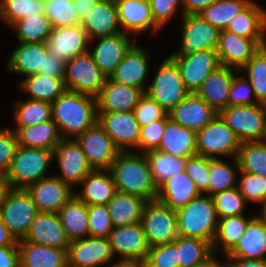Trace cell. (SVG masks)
I'll return each mask as SVG.
<instances>
[{
  "label": "cell",
  "mask_w": 266,
  "mask_h": 267,
  "mask_svg": "<svg viewBox=\"0 0 266 267\" xmlns=\"http://www.w3.org/2000/svg\"><path fill=\"white\" fill-rule=\"evenodd\" d=\"M140 223L150 247L172 243L178 237L176 210L158 200L146 203Z\"/></svg>",
  "instance_id": "obj_10"
},
{
  "label": "cell",
  "mask_w": 266,
  "mask_h": 267,
  "mask_svg": "<svg viewBox=\"0 0 266 267\" xmlns=\"http://www.w3.org/2000/svg\"><path fill=\"white\" fill-rule=\"evenodd\" d=\"M106 79L89 51L66 63L63 78L66 90L97 97Z\"/></svg>",
  "instance_id": "obj_7"
},
{
  "label": "cell",
  "mask_w": 266,
  "mask_h": 267,
  "mask_svg": "<svg viewBox=\"0 0 266 267\" xmlns=\"http://www.w3.org/2000/svg\"><path fill=\"white\" fill-rule=\"evenodd\" d=\"M113 228L107 205H88V229L90 237L108 238Z\"/></svg>",
  "instance_id": "obj_53"
},
{
  "label": "cell",
  "mask_w": 266,
  "mask_h": 267,
  "mask_svg": "<svg viewBox=\"0 0 266 267\" xmlns=\"http://www.w3.org/2000/svg\"><path fill=\"white\" fill-rule=\"evenodd\" d=\"M143 95L141 89L117 83L107 77L96 97L97 112L133 111Z\"/></svg>",
  "instance_id": "obj_25"
},
{
  "label": "cell",
  "mask_w": 266,
  "mask_h": 267,
  "mask_svg": "<svg viewBox=\"0 0 266 267\" xmlns=\"http://www.w3.org/2000/svg\"><path fill=\"white\" fill-rule=\"evenodd\" d=\"M212 198L219 217L243 215L247 202L238 187L219 192Z\"/></svg>",
  "instance_id": "obj_51"
},
{
  "label": "cell",
  "mask_w": 266,
  "mask_h": 267,
  "mask_svg": "<svg viewBox=\"0 0 266 267\" xmlns=\"http://www.w3.org/2000/svg\"><path fill=\"white\" fill-rule=\"evenodd\" d=\"M200 195L193 180L183 171L171 177L159 188L157 200L177 210Z\"/></svg>",
  "instance_id": "obj_36"
},
{
  "label": "cell",
  "mask_w": 266,
  "mask_h": 267,
  "mask_svg": "<svg viewBox=\"0 0 266 267\" xmlns=\"http://www.w3.org/2000/svg\"><path fill=\"white\" fill-rule=\"evenodd\" d=\"M241 37L252 40H266V11L257 3L252 2L245 10L240 12L227 29Z\"/></svg>",
  "instance_id": "obj_37"
},
{
  "label": "cell",
  "mask_w": 266,
  "mask_h": 267,
  "mask_svg": "<svg viewBox=\"0 0 266 267\" xmlns=\"http://www.w3.org/2000/svg\"><path fill=\"white\" fill-rule=\"evenodd\" d=\"M240 145L239 139L219 115L196 133L197 155L200 156L217 159V155H233L237 158Z\"/></svg>",
  "instance_id": "obj_9"
},
{
  "label": "cell",
  "mask_w": 266,
  "mask_h": 267,
  "mask_svg": "<svg viewBox=\"0 0 266 267\" xmlns=\"http://www.w3.org/2000/svg\"><path fill=\"white\" fill-rule=\"evenodd\" d=\"M20 267H68L67 250L18 241Z\"/></svg>",
  "instance_id": "obj_32"
},
{
  "label": "cell",
  "mask_w": 266,
  "mask_h": 267,
  "mask_svg": "<svg viewBox=\"0 0 266 267\" xmlns=\"http://www.w3.org/2000/svg\"><path fill=\"white\" fill-rule=\"evenodd\" d=\"M239 174L241 178L237 187L246 202L261 203L266 198V177L240 171Z\"/></svg>",
  "instance_id": "obj_54"
},
{
  "label": "cell",
  "mask_w": 266,
  "mask_h": 267,
  "mask_svg": "<svg viewBox=\"0 0 266 267\" xmlns=\"http://www.w3.org/2000/svg\"><path fill=\"white\" fill-rule=\"evenodd\" d=\"M72 187L56 176H48L26 190L39 212L58 213L75 194Z\"/></svg>",
  "instance_id": "obj_18"
},
{
  "label": "cell",
  "mask_w": 266,
  "mask_h": 267,
  "mask_svg": "<svg viewBox=\"0 0 266 267\" xmlns=\"http://www.w3.org/2000/svg\"><path fill=\"white\" fill-rule=\"evenodd\" d=\"M133 113L140 127L157 120H162L168 115L166 110L156 101L151 100L146 94L139 99Z\"/></svg>",
  "instance_id": "obj_56"
},
{
  "label": "cell",
  "mask_w": 266,
  "mask_h": 267,
  "mask_svg": "<svg viewBox=\"0 0 266 267\" xmlns=\"http://www.w3.org/2000/svg\"><path fill=\"white\" fill-rule=\"evenodd\" d=\"M241 69L248 73L257 103L266 105V46L261 47Z\"/></svg>",
  "instance_id": "obj_49"
},
{
  "label": "cell",
  "mask_w": 266,
  "mask_h": 267,
  "mask_svg": "<svg viewBox=\"0 0 266 267\" xmlns=\"http://www.w3.org/2000/svg\"><path fill=\"white\" fill-rule=\"evenodd\" d=\"M61 175H55L71 187L77 186L93 171L75 139H63L53 150Z\"/></svg>",
  "instance_id": "obj_17"
},
{
  "label": "cell",
  "mask_w": 266,
  "mask_h": 267,
  "mask_svg": "<svg viewBox=\"0 0 266 267\" xmlns=\"http://www.w3.org/2000/svg\"><path fill=\"white\" fill-rule=\"evenodd\" d=\"M81 184L84 186L81 193L75 195L87 205H107L116 192L109 170H93Z\"/></svg>",
  "instance_id": "obj_35"
},
{
  "label": "cell",
  "mask_w": 266,
  "mask_h": 267,
  "mask_svg": "<svg viewBox=\"0 0 266 267\" xmlns=\"http://www.w3.org/2000/svg\"><path fill=\"white\" fill-rule=\"evenodd\" d=\"M19 241H28L67 251L71 243L58 213L50 212H39L32 221L25 237Z\"/></svg>",
  "instance_id": "obj_20"
},
{
  "label": "cell",
  "mask_w": 266,
  "mask_h": 267,
  "mask_svg": "<svg viewBox=\"0 0 266 267\" xmlns=\"http://www.w3.org/2000/svg\"><path fill=\"white\" fill-rule=\"evenodd\" d=\"M18 146L16 133L13 130L0 129V174L5 176L9 171Z\"/></svg>",
  "instance_id": "obj_58"
},
{
  "label": "cell",
  "mask_w": 266,
  "mask_h": 267,
  "mask_svg": "<svg viewBox=\"0 0 266 267\" xmlns=\"http://www.w3.org/2000/svg\"><path fill=\"white\" fill-rule=\"evenodd\" d=\"M52 120L63 139H74L98 121L96 97L66 90L51 103Z\"/></svg>",
  "instance_id": "obj_1"
},
{
  "label": "cell",
  "mask_w": 266,
  "mask_h": 267,
  "mask_svg": "<svg viewBox=\"0 0 266 267\" xmlns=\"http://www.w3.org/2000/svg\"><path fill=\"white\" fill-rule=\"evenodd\" d=\"M44 14V0H0V18L12 26L17 21Z\"/></svg>",
  "instance_id": "obj_47"
},
{
  "label": "cell",
  "mask_w": 266,
  "mask_h": 267,
  "mask_svg": "<svg viewBox=\"0 0 266 267\" xmlns=\"http://www.w3.org/2000/svg\"><path fill=\"white\" fill-rule=\"evenodd\" d=\"M148 62L146 51L135 45L109 78L117 83L141 89L145 93Z\"/></svg>",
  "instance_id": "obj_28"
},
{
  "label": "cell",
  "mask_w": 266,
  "mask_h": 267,
  "mask_svg": "<svg viewBox=\"0 0 266 267\" xmlns=\"http://www.w3.org/2000/svg\"><path fill=\"white\" fill-rule=\"evenodd\" d=\"M178 235L205 240L213 245L219 216L213 198L200 195L176 210Z\"/></svg>",
  "instance_id": "obj_3"
},
{
  "label": "cell",
  "mask_w": 266,
  "mask_h": 267,
  "mask_svg": "<svg viewBox=\"0 0 266 267\" xmlns=\"http://www.w3.org/2000/svg\"><path fill=\"white\" fill-rule=\"evenodd\" d=\"M97 40L98 43L95 48L89 52L107 77H110L122 59L136 45L125 32L113 36L98 37Z\"/></svg>",
  "instance_id": "obj_23"
},
{
  "label": "cell",
  "mask_w": 266,
  "mask_h": 267,
  "mask_svg": "<svg viewBox=\"0 0 266 267\" xmlns=\"http://www.w3.org/2000/svg\"><path fill=\"white\" fill-rule=\"evenodd\" d=\"M157 150L185 159L197 155L196 133L174 122L168 114Z\"/></svg>",
  "instance_id": "obj_27"
},
{
  "label": "cell",
  "mask_w": 266,
  "mask_h": 267,
  "mask_svg": "<svg viewBox=\"0 0 266 267\" xmlns=\"http://www.w3.org/2000/svg\"><path fill=\"white\" fill-rule=\"evenodd\" d=\"M251 95L255 98L251 83L243 77H233L229 90V106L238 105H254L258 104Z\"/></svg>",
  "instance_id": "obj_59"
},
{
  "label": "cell",
  "mask_w": 266,
  "mask_h": 267,
  "mask_svg": "<svg viewBox=\"0 0 266 267\" xmlns=\"http://www.w3.org/2000/svg\"><path fill=\"white\" fill-rule=\"evenodd\" d=\"M89 43L90 40L81 24L53 28L45 42L48 52L66 63L75 56L88 52Z\"/></svg>",
  "instance_id": "obj_21"
},
{
  "label": "cell",
  "mask_w": 266,
  "mask_h": 267,
  "mask_svg": "<svg viewBox=\"0 0 266 267\" xmlns=\"http://www.w3.org/2000/svg\"><path fill=\"white\" fill-rule=\"evenodd\" d=\"M68 267H100L112 261L113 253L108 238L86 237L71 241Z\"/></svg>",
  "instance_id": "obj_19"
},
{
  "label": "cell",
  "mask_w": 266,
  "mask_h": 267,
  "mask_svg": "<svg viewBox=\"0 0 266 267\" xmlns=\"http://www.w3.org/2000/svg\"><path fill=\"white\" fill-rule=\"evenodd\" d=\"M266 223L256 215L249 221L244 234L227 258L266 259Z\"/></svg>",
  "instance_id": "obj_29"
},
{
  "label": "cell",
  "mask_w": 266,
  "mask_h": 267,
  "mask_svg": "<svg viewBox=\"0 0 266 267\" xmlns=\"http://www.w3.org/2000/svg\"><path fill=\"white\" fill-rule=\"evenodd\" d=\"M178 67L186 89L196 93L209 74L221 66L216 50L168 56Z\"/></svg>",
  "instance_id": "obj_12"
},
{
  "label": "cell",
  "mask_w": 266,
  "mask_h": 267,
  "mask_svg": "<svg viewBox=\"0 0 266 267\" xmlns=\"http://www.w3.org/2000/svg\"><path fill=\"white\" fill-rule=\"evenodd\" d=\"M19 43H44L52 33L53 26L45 14L28 16L12 25Z\"/></svg>",
  "instance_id": "obj_44"
},
{
  "label": "cell",
  "mask_w": 266,
  "mask_h": 267,
  "mask_svg": "<svg viewBox=\"0 0 266 267\" xmlns=\"http://www.w3.org/2000/svg\"><path fill=\"white\" fill-rule=\"evenodd\" d=\"M252 218L253 217L247 219L244 215L219 217V223L212 245L213 253L217 249V246L220 242L224 251V255L226 256L238 243Z\"/></svg>",
  "instance_id": "obj_43"
},
{
  "label": "cell",
  "mask_w": 266,
  "mask_h": 267,
  "mask_svg": "<svg viewBox=\"0 0 266 267\" xmlns=\"http://www.w3.org/2000/svg\"><path fill=\"white\" fill-rule=\"evenodd\" d=\"M0 213L3 223L19 241L25 237L39 211L26 189L9 188L0 206Z\"/></svg>",
  "instance_id": "obj_8"
},
{
  "label": "cell",
  "mask_w": 266,
  "mask_h": 267,
  "mask_svg": "<svg viewBox=\"0 0 266 267\" xmlns=\"http://www.w3.org/2000/svg\"><path fill=\"white\" fill-rule=\"evenodd\" d=\"M75 141L79 144L93 170H108L120 153L98 121L84 133L78 135Z\"/></svg>",
  "instance_id": "obj_11"
},
{
  "label": "cell",
  "mask_w": 266,
  "mask_h": 267,
  "mask_svg": "<svg viewBox=\"0 0 266 267\" xmlns=\"http://www.w3.org/2000/svg\"><path fill=\"white\" fill-rule=\"evenodd\" d=\"M147 202L142 197L116 191L107 204L113 227L140 223Z\"/></svg>",
  "instance_id": "obj_33"
},
{
  "label": "cell",
  "mask_w": 266,
  "mask_h": 267,
  "mask_svg": "<svg viewBox=\"0 0 266 267\" xmlns=\"http://www.w3.org/2000/svg\"><path fill=\"white\" fill-rule=\"evenodd\" d=\"M230 267H266L265 260L228 258Z\"/></svg>",
  "instance_id": "obj_66"
},
{
  "label": "cell",
  "mask_w": 266,
  "mask_h": 267,
  "mask_svg": "<svg viewBox=\"0 0 266 267\" xmlns=\"http://www.w3.org/2000/svg\"><path fill=\"white\" fill-rule=\"evenodd\" d=\"M65 68V61L48 52V54L45 56L44 70H42L40 74L50 77H64Z\"/></svg>",
  "instance_id": "obj_61"
},
{
  "label": "cell",
  "mask_w": 266,
  "mask_h": 267,
  "mask_svg": "<svg viewBox=\"0 0 266 267\" xmlns=\"http://www.w3.org/2000/svg\"><path fill=\"white\" fill-rule=\"evenodd\" d=\"M9 189L8 182L6 180V177L2 174H0V206L3 202L4 196Z\"/></svg>",
  "instance_id": "obj_68"
},
{
  "label": "cell",
  "mask_w": 266,
  "mask_h": 267,
  "mask_svg": "<svg viewBox=\"0 0 266 267\" xmlns=\"http://www.w3.org/2000/svg\"><path fill=\"white\" fill-rule=\"evenodd\" d=\"M219 0H182L183 15H198L204 8Z\"/></svg>",
  "instance_id": "obj_63"
},
{
  "label": "cell",
  "mask_w": 266,
  "mask_h": 267,
  "mask_svg": "<svg viewBox=\"0 0 266 267\" xmlns=\"http://www.w3.org/2000/svg\"><path fill=\"white\" fill-rule=\"evenodd\" d=\"M144 94L169 113L190 92L184 85L177 65L167 57L160 64L152 84Z\"/></svg>",
  "instance_id": "obj_6"
},
{
  "label": "cell",
  "mask_w": 266,
  "mask_h": 267,
  "mask_svg": "<svg viewBox=\"0 0 266 267\" xmlns=\"http://www.w3.org/2000/svg\"><path fill=\"white\" fill-rule=\"evenodd\" d=\"M97 2L98 0H73L74 9L76 10L80 21L88 14Z\"/></svg>",
  "instance_id": "obj_65"
},
{
  "label": "cell",
  "mask_w": 266,
  "mask_h": 267,
  "mask_svg": "<svg viewBox=\"0 0 266 267\" xmlns=\"http://www.w3.org/2000/svg\"><path fill=\"white\" fill-rule=\"evenodd\" d=\"M168 114L174 122L197 133L208 125L218 112L197 93H190Z\"/></svg>",
  "instance_id": "obj_22"
},
{
  "label": "cell",
  "mask_w": 266,
  "mask_h": 267,
  "mask_svg": "<svg viewBox=\"0 0 266 267\" xmlns=\"http://www.w3.org/2000/svg\"><path fill=\"white\" fill-rule=\"evenodd\" d=\"M263 46H266V40H252L228 30H221L216 52L220 64L238 70L235 71L238 74Z\"/></svg>",
  "instance_id": "obj_15"
},
{
  "label": "cell",
  "mask_w": 266,
  "mask_h": 267,
  "mask_svg": "<svg viewBox=\"0 0 266 267\" xmlns=\"http://www.w3.org/2000/svg\"><path fill=\"white\" fill-rule=\"evenodd\" d=\"M19 146L53 151L63 140L57 124L51 119L28 127L12 129Z\"/></svg>",
  "instance_id": "obj_34"
},
{
  "label": "cell",
  "mask_w": 266,
  "mask_h": 267,
  "mask_svg": "<svg viewBox=\"0 0 266 267\" xmlns=\"http://www.w3.org/2000/svg\"><path fill=\"white\" fill-rule=\"evenodd\" d=\"M237 160L240 172L266 177V141L241 143Z\"/></svg>",
  "instance_id": "obj_45"
},
{
  "label": "cell",
  "mask_w": 266,
  "mask_h": 267,
  "mask_svg": "<svg viewBox=\"0 0 266 267\" xmlns=\"http://www.w3.org/2000/svg\"><path fill=\"white\" fill-rule=\"evenodd\" d=\"M44 14L51 21L53 28L81 24L73 0H44Z\"/></svg>",
  "instance_id": "obj_50"
},
{
  "label": "cell",
  "mask_w": 266,
  "mask_h": 267,
  "mask_svg": "<svg viewBox=\"0 0 266 267\" xmlns=\"http://www.w3.org/2000/svg\"><path fill=\"white\" fill-rule=\"evenodd\" d=\"M63 78L38 73L26 77L19 87L28 93V99L52 103L66 91Z\"/></svg>",
  "instance_id": "obj_39"
},
{
  "label": "cell",
  "mask_w": 266,
  "mask_h": 267,
  "mask_svg": "<svg viewBox=\"0 0 266 267\" xmlns=\"http://www.w3.org/2000/svg\"><path fill=\"white\" fill-rule=\"evenodd\" d=\"M217 260V258L214 256H212L206 263H204L203 265H200L198 267H230L229 261L227 259L226 262H222Z\"/></svg>",
  "instance_id": "obj_67"
},
{
  "label": "cell",
  "mask_w": 266,
  "mask_h": 267,
  "mask_svg": "<svg viewBox=\"0 0 266 267\" xmlns=\"http://www.w3.org/2000/svg\"><path fill=\"white\" fill-rule=\"evenodd\" d=\"M251 3L252 0H219L204 8L199 15L220 31L226 30L230 21Z\"/></svg>",
  "instance_id": "obj_42"
},
{
  "label": "cell",
  "mask_w": 266,
  "mask_h": 267,
  "mask_svg": "<svg viewBox=\"0 0 266 267\" xmlns=\"http://www.w3.org/2000/svg\"><path fill=\"white\" fill-rule=\"evenodd\" d=\"M143 264L145 267H179L176 245L172 242L150 247Z\"/></svg>",
  "instance_id": "obj_55"
},
{
  "label": "cell",
  "mask_w": 266,
  "mask_h": 267,
  "mask_svg": "<svg viewBox=\"0 0 266 267\" xmlns=\"http://www.w3.org/2000/svg\"><path fill=\"white\" fill-rule=\"evenodd\" d=\"M53 158V151L18 146L5 175L9 188L26 189L47 177L45 174Z\"/></svg>",
  "instance_id": "obj_4"
},
{
  "label": "cell",
  "mask_w": 266,
  "mask_h": 267,
  "mask_svg": "<svg viewBox=\"0 0 266 267\" xmlns=\"http://www.w3.org/2000/svg\"><path fill=\"white\" fill-rule=\"evenodd\" d=\"M118 8L120 25L130 32H142L150 27L156 32L160 28L154 23L151 16L149 0H115Z\"/></svg>",
  "instance_id": "obj_31"
},
{
  "label": "cell",
  "mask_w": 266,
  "mask_h": 267,
  "mask_svg": "<svg viewBox=\"0 0 266 267\" xmlns=\"http://www.w3.org/2000/svg\"><path fill=\"white\" fill-rule=\"evenodd\" d=\"M97 114L98 123L120 152H127V147L138 148L140 125L133 111L97 112Z\"/></svg>",
  "instance_id": "obj_16"
},
{
  "label": "cell",
  "mask_w": 266,
  "mask_h": 267,
  "mask_svg": "<svg viewBox=\"0 0 266 267\" xmlns=\"http://www.w3.org/2000/svg\"><path fill=\"white\" fill-rule=\"evenodd\" d=\"M61 224L68 238L73 240L89 236L88 205L75 194L58 212Z\"/></svg>",
  "instance_id": "obj_38"
},
{
  "label": "cell",
  "mask_w": 266,
  "mask_h": 267,
  "mask_svg": "<svg viewBox=\"0 0 266 267\" xmlns=\"http://www.w3.org/2000/svg\"><path fill=\"white\" fill-rule=\"evenodd\" d=\"M118 8L114 1H98L88 14L81 20V26L91 41L98 37L113 36L122 31Z\"/></svg>",
  "instance_id": "obj_24"
},
{
  "label": "cell",
  "mask_w": 266,
  "mask_h": 267,
  "mask_svg": "<svg viewBox=\"0 0 266 267\" xmlns=\"http://www.w3.org/2000/svg\"><path fill=\"white\" fill-rule=\"evenodd\" d=\"M15 105L16 127L33 126L52 119L51 103L49 102L27 99L25 102L17 101Z\"/></svg>",
  "instance_id": "obj_46"
},
{
  "label": "cell",
  "mask_w": 266,
  "mask_h": 267,
  "mask_svg": "<svg viewBox=\"0 0 266 267\" xmlns=\"http://www.w3.org/2000/svg\"><path fill=\"white\" fill-rule=\"evenodd\" d=\"M165 124L166 117L140 127L138 148L144 150L143 153L158 149Z\"/></svg>",
  "instance_id": "obj_57"
},
{
  "label": "cell",
  "mask_w": 266,
  "mask_h": 267,
  "mask_svg": "<svg viewBox=\"0 0 266 267\" xmlns=\"http://www.w3.org/2000/svg\"><path fill=\"white\" fill-rule=\"evenodd\" d=\"M4 246H18V241L3 223L0 213V247Z\"/></svg>",
  "instance_id": "obj_64"
},
{
  "label": "cell",
  "mask_w": 266,
  "mask_h": 267,
  "mask_svg": "<svg viewBox=\"0 0 266 267\" xmlns=\"http://www.w3.org/2000/svg\"><path fill=\"white\" fill-rule=\"evenodd\" d=\"M236 69L219 66L212 71L196 92L216 112L229 106V90Z\"/></svg>",
  "instance_id": "obj_26"
},
{
  "label": "cell",
  "mask_w": 266,
  "mask_h": 267,
  "mask_svg": "<svg viewBox=\"0 0 266 267\" xmlns=\"http://www.w3.org/2000/svg\"><path fill=\"white\" fill-rule=\"evenodd\" d=\"M185 172L193 180L201 195L204 193L209 195L210 173L208 157L200 155L188 157L186 160Z\"/></svg>",
  "instance_id": "obj_52"
},
{
  "label": "cell",
  "mask_w": 266,
  "mask_h": 267,
  "mask_svg": "<svg viewBox=\"0 0 266 267\" xmlns=\"http://www.w3.org/2000/svg\"><path fill=\"white\" fill-rule=\"evenodd\" d=\"M151 5V16L154 23L161 29L172 19L182 0H149Z\"/></svg>",
  "instance_id": "obj_60"
},
{
  "label": "cell",
  "mask_w": 266,
  "mask_h": 267,
  "mask_svg": "<svg viewBox=\"0 0 266 267\" xmlns=\"http://www.w3.org/2000/svg\"><path fill=\"white\" fill-rule=\"evenodd\" d=\"M98 1H114V0H98Z\"/></svg>",
  "instance_id": "obj_71"
},
{
  "label": "cell",
  "mask_w": 266,
  "mask_h": 267,
  "mask_svg": "<svg viewBox=\"0 0 266 267\" xmlns=\"http://www.w3.org/2000/svg\"><path fill=\"white\" fill-rule=\"evenodd\" d=\"M150 171L157 188L159 189L171 177L185 171L186 160L159 150L145 153Z\"/></svg>",
  "instance_id": "obj_41"
},
{
  "label": "cell",
  "mask_w": 266,
  "mask_h": 267,
  "mask_svg": "<svg viewBox=\"0 0 266 267\" xmlns=\"http://www.w3.org/2000/svg\"><path fill=\"white\" fill-rule=\"evenodd\" d=\"M108 240L113 256L116 253L122 256L118 264L143 263L150 250L141 223L114 227Z\"/></svg>",
  "instance_id": "obj_13"
},
{
  "label": "cell",
  "mask_w": 266,
  "mask_h": 267,
  "mask_svg": "<svg viewBox=\"0 0 266 267\" xmlns=\"http://www.w3.org/2000/svg\"><path fill=\"white\" fill-rule=\"evenodd\" d=\"M48 54L44 43H19L7 62V69L12 73L26 77L44 70L45 56Z\"/></svg>",
  "instance_id": "obj_30"
},
{
  "label": "cell",
  "mask_w": 266,
  "mask_h": 267,
  "mask_svg": "<svg viewBox=\"0 0 266 267\" xmlns=\"http://www.w3.org/2000/svg\"><path fill=\"white\" fill-rule=\"evenodd\" d=\"M173 243L177 248L179 267H198L215 255L212 245L205 240L178 235Z\"/></svg>",
  "instance_id": "obj_40"
},
{
  "label": "cell",
  "mask_w": 266,
  "mask_h": 267,
  "mask_svg": "<svg viewBox=\"0 0 266 267\" xmlns=\"http://www.w3.org/2000/svg\"><path fill=\"white\" fill-rule=\"evenodd\" d=\"M218 115L241 143L266 141V105L228 106Z\"/></svg>",
  "instance_id": "obj_5"
},
{
  "label": "cell",
  "mask_w": 266,
  "mask_h": 267,
  "mask_svg": "<svg viewBox=\"0 0 266 267\" xmlns=\"http://www.w3.org/2000/svg\"><path fill=\"white\" fill-rule=\"evenodd\" d=\"M0 267H20L18 246L0 247Z\"/></svg>",
  "instance_id": "obj_62"
},
{
  "label": "cell",
  "mask_w": 266,
  "mask_h": 267,
  "mask_svg": "<svg viewBox=\"0 0 266 267\" xmlns=\"http://www.w3.org/2000/svg\"><path fill=\"white\" fill-rule=\"evenodd\" d=\"M108 170L116 191L133 194L147 201L157 200L159 189L153 180L145 153L120 152Z\"/></svg>",
  "instance_id": "obj_2"
},
{
  "label": "cell",
  "mask_w": 266,
  "mask_h": 267,
  "mask_svg": "<svg viewBox=\"0 0 266 267\" xmlns=\"http://www.w3.org/2000/svg\"><path fill=\"white\" fill-rule=\"evenodd\" d=\"M110 267H145L143 263L118 264V262L110 265Z\"/></svg>",
  "instance_id": "obj_69"
},
{
  "label": "cell",
  "mask_w": 266,
  "mask_h": 267,
  "mask_svg": "<svg viewBox=\"0 0 266 267\" xmlns=\"http://www.w3.org/2000/svg\"><path fill=\"white\" fill-rule=\"evenodd\" d=\"M181 47L171 55H189L197 51L216 50L220 30L198 15H183Z\"/></svg>",
  "instance_id": "obj_14"
},
{
  "label": "cell",
  "mask_w": 266,
  "mask_h": 267,
  "mask_svg": "<svg viewBox=\"0 0 266 267\" xmlns=\"http://www.w3.org/2000/svg\"><path fill=\"white\" fill-rule=\"evenodd\" d=\"M262 204V212H261V215L258 214L256 215L260 220H262L263 222L266 223V198L261 202Z\"/></svg>",
  "instance_id": "obj_70"
},
{
  "label": "cell",
  "mask_w": 266,
  "mask_h": 267,
  "mask_svg": "<svg viewBox=\"0 0 266 267\" xmlns=\"http://www.w3.org/2000/svg\"><path fill=\"white\" fill-rule=\"evenodd\" d=\"M234 165H228L221 159L209 158V173H210V183H209V196L237 187L236 183V173L240 171L239 163L237 158H234ZM235 169H237L235 173Z\"/></svg>",
  "instance_id": "obj_48"
}]
</instances>
